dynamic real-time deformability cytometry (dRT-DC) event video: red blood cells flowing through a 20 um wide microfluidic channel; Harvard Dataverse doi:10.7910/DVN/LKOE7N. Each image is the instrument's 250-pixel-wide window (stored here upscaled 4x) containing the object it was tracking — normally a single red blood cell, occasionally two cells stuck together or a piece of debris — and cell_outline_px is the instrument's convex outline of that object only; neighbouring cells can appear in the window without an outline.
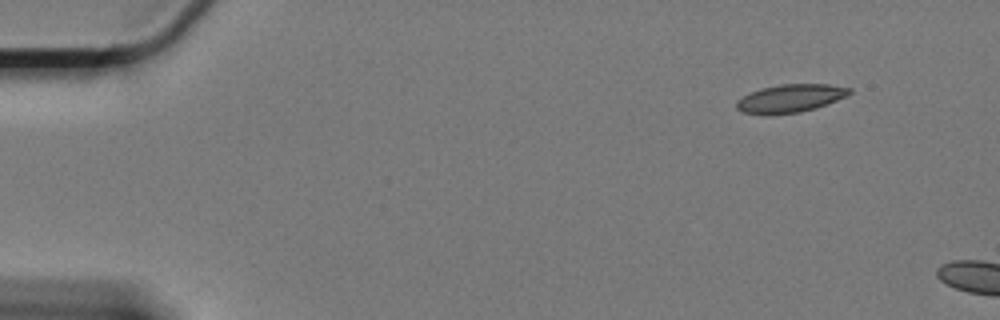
{"species": "Egyptian fruit bat (a non-hibernating species)", "species_latin": "Rousettus aegyptiacus", "temperature_condition": "cold", "stored_images_in_passage": 5, "camera_frame_rate_fps": 3000, "um_per_image_px": 0.085, "animal": {"sex": "female"}, "frame": {"image": 1, "passage_image": 1, "time_ms": 0.0, "image_size_px": [1000, 320], "cell_outline_px": [[852, 92], [848, 96], [816, 108], [800, 112], [744, 112], [736, 108], [736, 100], [760, 88], [780, 84], [828, 84], [852, 88]], "centroid_in_image_um": [67.27, 8.31], "position_along_channel_um": 17.7, "area_um2": 17.92}}